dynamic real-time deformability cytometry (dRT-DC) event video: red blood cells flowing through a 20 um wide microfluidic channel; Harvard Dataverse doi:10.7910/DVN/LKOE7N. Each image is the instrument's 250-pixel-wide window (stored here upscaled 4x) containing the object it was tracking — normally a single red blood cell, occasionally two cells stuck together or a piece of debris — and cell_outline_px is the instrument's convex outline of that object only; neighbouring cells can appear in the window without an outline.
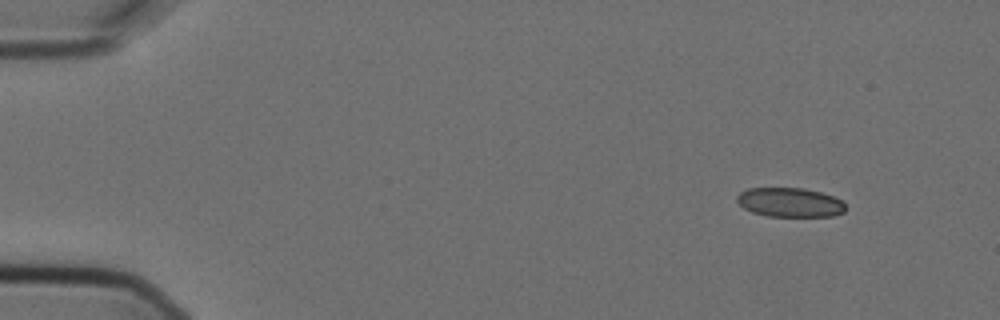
{"species": "Egyptian fruit bat (a non-hibernating species)", "species_latin": "Rousettus aegyptiacus", "temperature_condition": "cold", "stored_images_in_passage": 4, "camera_frame_rate_fps": 3000, "um_per_image_px": 0.085, "animal": {"sex": "female"}, "frame": {"image": 1, "passage_image": 1, "time_ms": 0.0, "image_size_px": [1000, 320], "cell_outline_px": [[844, 212], [832, 216], [768, 216], [752, 212], [744, 208], [736, 200], [736, 196], [740, 192], [748, 188], [804, 188], [820, 192], [832, 196], [840, 200], [844, 204]], "centroid_in_image_um": [67.11, 17.2], "position_along_channel_um": 17.9, "area_um2": 18.38}}